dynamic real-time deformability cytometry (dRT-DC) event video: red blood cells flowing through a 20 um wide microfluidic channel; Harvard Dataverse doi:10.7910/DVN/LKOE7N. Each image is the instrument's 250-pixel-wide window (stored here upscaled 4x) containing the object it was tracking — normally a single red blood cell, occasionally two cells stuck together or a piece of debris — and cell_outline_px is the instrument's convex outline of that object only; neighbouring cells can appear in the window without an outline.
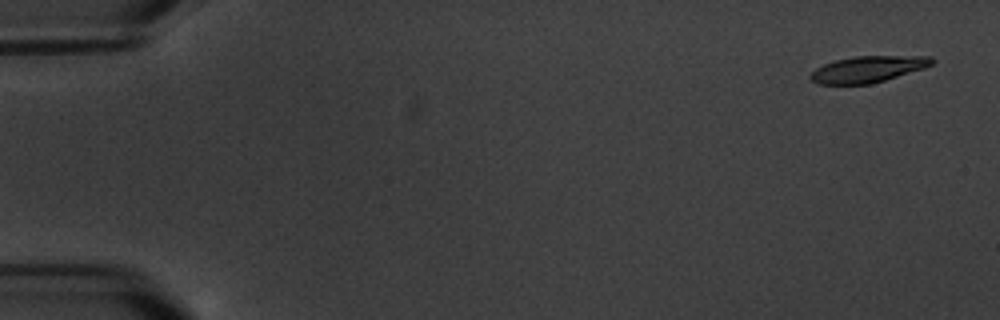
{"species": "common noctule bat (a hibernating species)", "species_latin": "Nyctalus noctula", "temperature_condition": "warm", "stored_images_in_passage": 6, "segment_of_instrument_passage": [1, 2], "camera_frame_rate_fps": 3000, "um_per_image_px": 0.085, "animal": {"sex": "male", "body_mass_g": 20.1, "forearm_length_mm": 53.5}, "frame": {"image": 1, "passage_image": 1, "time_ms": 0.0, "image_size_px": [1000, 320], "cell_outline_px": [[936, 60], [932, 64], [924, 68], [872, 84], [820, 84], [812, 80], [808, 76], [816, 68], [824, 64], [836, 60], [856, 56], [932, 56]], "centroid_in_image_um": [73.79, 5.88], "position_along_channel_um": 11.2, "area_um2": 18.55}}